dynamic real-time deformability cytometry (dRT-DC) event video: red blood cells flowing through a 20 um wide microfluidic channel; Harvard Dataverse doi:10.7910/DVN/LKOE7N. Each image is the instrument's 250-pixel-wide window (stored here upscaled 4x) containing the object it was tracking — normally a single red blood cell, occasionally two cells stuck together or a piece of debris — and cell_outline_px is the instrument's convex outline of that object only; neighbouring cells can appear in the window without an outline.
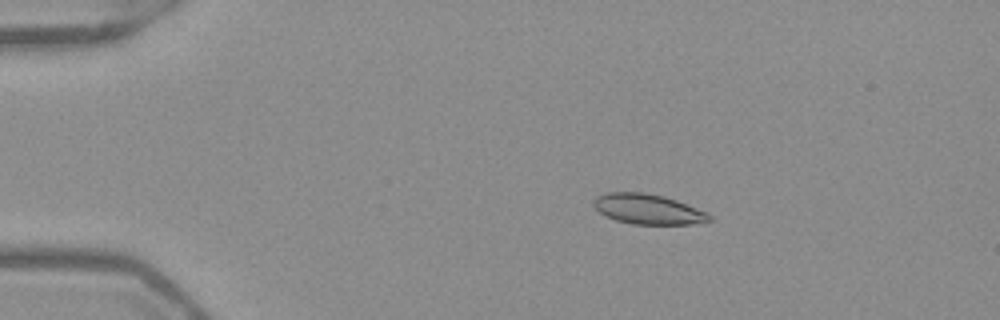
{"species": "Egyptian fruit bat (a non-hibernating species)", "species_latin": "Rousettus aegyptiacus", "temperature_condition": "warm", "stored_images_in_passage": 52, "camera_frame_rate_fps": 3000, "um_per_image_px": 0.085, "frame": {"image": 1, "passage_image": 10, "time_ms": 3.0, "image_size_px": [1000, 320], "cell_outline_px": [[712, 220], [692, 224], [632, 224], [616, 220], [604, 216], [592, 204], [592, 200], [596, 196], [608, 192], [644, 192], [664, 196], [676, 200], [708, 212], [712, 216]], "centroid_in_image_um": [55.06, 17.77], "position_along_channel_um": 29.9, "area_um2": 20.46}}
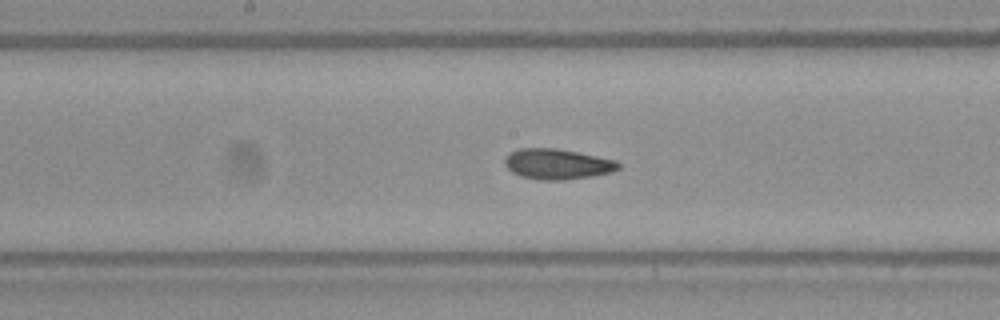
{"frame": {"image": 2, "passage_image": 28, "time_ms": 9.0, "image_size_px": [1000, 320], "cell_outline_px": [[620, 168], [612, 172], [592, 176], [564, 180], [540, 180], [520, 176], [512, 172], [504, 164], [504, 160], [508, 152], [520, 148], [556, 148], [616, 160], [620, 164]], "centroid_in_image_um": [47.35, 13.94], "position_along_channel_um": 200.9, "area_um2": 20.23}}
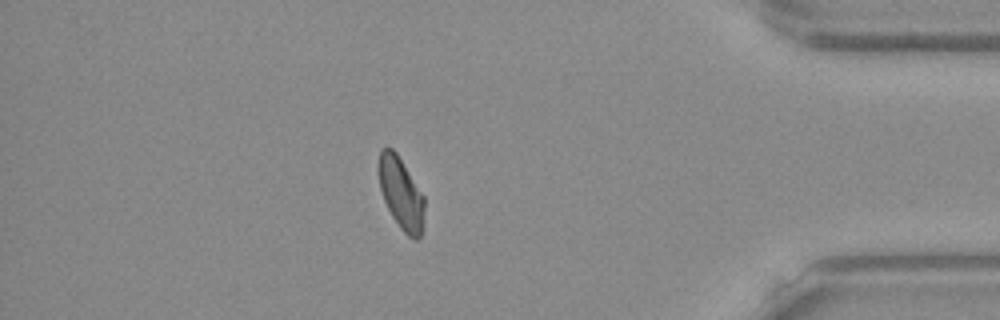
{"frame": {"image": 3, "passage_image": 46, "time_ms": 15.0, "image_size_px": [1000, 320], "cell_outline_px": [[424, 208], [420, 236], [416, 240], [408, 236], [400, 228], [392, 216], [384, 200], [380, 188], [376, 168], [380, 148], [392, 148], [396, 152], [424, 196]], "centroid_in_image_um": [34.04, 16.38], "position_along_channel_um": 401.2, "area_um2": 19.13}, "authors_computed_cell_mechanics": {"area_um2": 19.9988, "velocity_mm_per_s": 3.9266, "shape_relaxation_time_tau1_ms": 9.214, "shape_relaxation_time_tau2_ms": 1.8649, "deformation_change_tau1": 0.1728, "deformation_change_tau2": 0.0611}}